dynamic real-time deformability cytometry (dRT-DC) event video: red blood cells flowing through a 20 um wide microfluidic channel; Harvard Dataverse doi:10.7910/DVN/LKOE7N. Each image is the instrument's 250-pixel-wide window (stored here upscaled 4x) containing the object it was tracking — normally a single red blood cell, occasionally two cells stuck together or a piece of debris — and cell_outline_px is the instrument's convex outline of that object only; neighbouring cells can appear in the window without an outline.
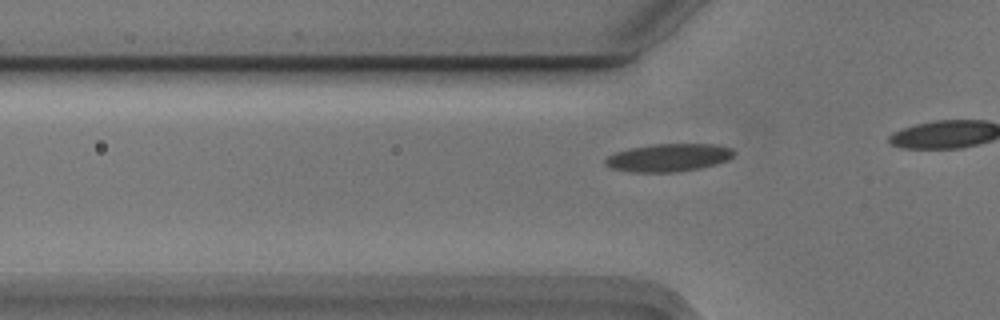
{"species": "Egyptian fruit bat (a non-hibernating species)", "species_latin": "Rousettus aegyptiacus", "temperature_condition": "cold", "stored_images_in_passage": 16, "camera_frame_rate_fps": 3000, "um_per_image_px": 0.085, "animal": {"sex": "male"}, "frame": {"image": 1, "passage_image": 10, "time_ms": 3.0, "image_size_px": [1000, 320], "cell_outline_px": [[736, 152], [728, 160], [716, 164], [700, 168], [676, 172], [632, 172], [612, 168], [604, 164], [604, 160], [608, 156], [616, 152], [628, 148], [652, 144], [716, 144], [732, 148]], "centroid_in_image_um": [56.83, 13.39], "position_along_channel_um": 69.0, "area_um2": 20.98}}
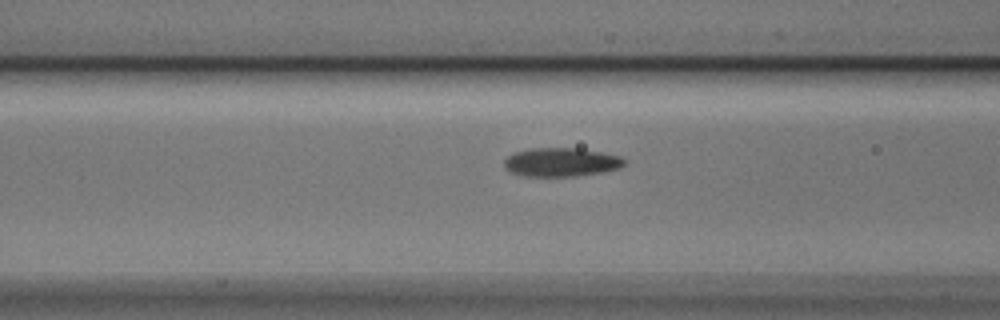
{"frame": {"image": 2, "passage_image": 14, "time_ms": 4.333, "image_size_px": [1000, 320], "cell_outline_px": [[624, 164], [620, 168], [600, 172], [572, 176], [524, 176], [512, 172], [504, 168], [504, 160], [508, 156], [516, 152], [528, 148], [580, 148], [620, 156], [624, 160]], "centroid_in_image_um": [47.67, 13.77], "position_along_channel_um": 118.9, "area_um2": 19.94}}